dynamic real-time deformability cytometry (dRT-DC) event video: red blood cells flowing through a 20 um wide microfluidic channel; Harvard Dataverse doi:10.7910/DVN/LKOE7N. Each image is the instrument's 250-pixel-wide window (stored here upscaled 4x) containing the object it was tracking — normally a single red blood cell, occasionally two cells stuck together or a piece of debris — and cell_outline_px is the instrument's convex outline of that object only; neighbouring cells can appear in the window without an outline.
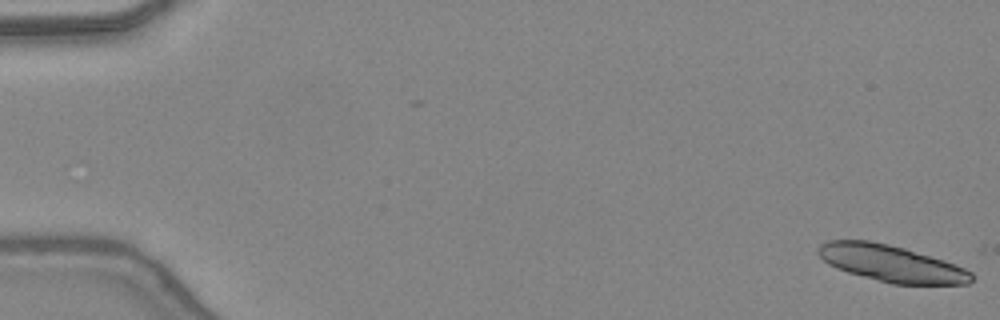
{"species": "common noctule bat (a hibernating species)", "species_latin": "Nyctalus noctula", "temperature_condition": "warm", "stored_images_in_passage": 3, "camera_frame_rate_fps": 3000, "um_per_image_px": 0.085, "animal": {"sex": "female", "body_mass_g": 24.6, "forearm_length_mm": 56.2}, "frame": {"image": 1, "passage_image": 1, "time_ms": 0.0, "image_size_px": [1000, 320], "cell_outline_px": [[972, 280], [968, 284], [892, 284], [848, 272], [836, 268], [828, 264], [816, 252], [820, 244], [828, 240], [868, 240], [888, 244], [904, 248], [944, 260], [956, 264], [972, 272]], "centroid_in_image_um": [75.75, 22.38], "position_along_channel_um": 9.3, "area_um2": 32.6}}